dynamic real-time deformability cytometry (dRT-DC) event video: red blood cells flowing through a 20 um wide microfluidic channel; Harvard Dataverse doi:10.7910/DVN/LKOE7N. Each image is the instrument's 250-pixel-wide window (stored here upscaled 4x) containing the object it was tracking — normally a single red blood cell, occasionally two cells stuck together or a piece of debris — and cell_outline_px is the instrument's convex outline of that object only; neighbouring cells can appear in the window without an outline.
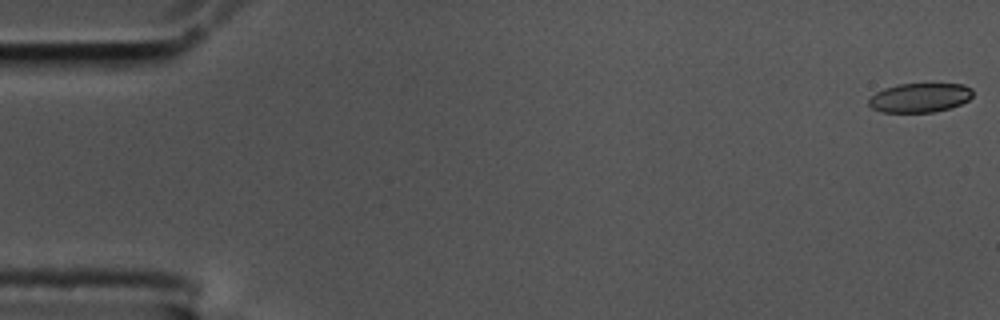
{"species": "common noctule bat (a hibernating species)", "species_latin": "Nyctalus noctula", "temperature_condition": "cold", "stored_images_in_passage": 58, "camera_frame_rate_fps": 3000, "um_per_image_px": 0.085, "animal": {"sex": "male", "body_mass_g": 17.5, "forearm_length_mm": 52.3}, "frame": {"image": 1, "passage_image": 1, "time_ms": 0.0, "image_size_px": [1000, 320], "cell_outline_px": [[972, 96], [968, 100], [960, 104], [936, 112], [880, 112], [872, 108], [868, 104], [868, 100], [876, 92], [884, 88], [900, 84], [964, 84], [972, 88]], "centroid_in_image_um": [78.18, 8.3], "position_along_channel_um": 6.8, "area_um2": 17.69}}
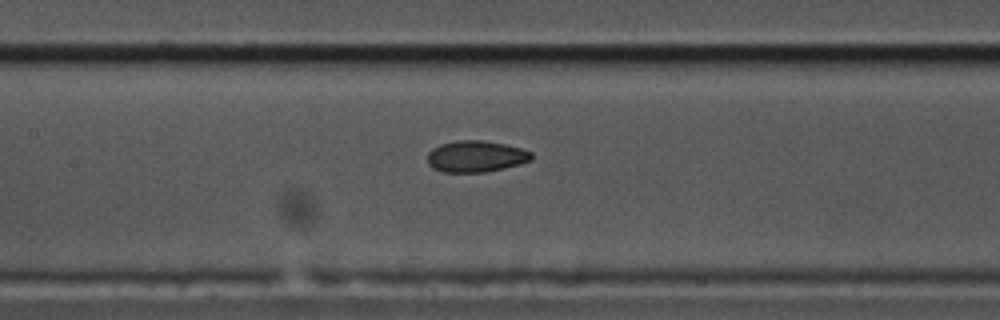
{"frame": {"image": 2, "passage_image": 27, "time_ms": 8.667, "image_size_px": [1000, 320], "cell_outline_px": [[532, 160], [520, 164], [484, 172], [440, 172], [432, 168], [428, 164], [428, 152], [432, 148], [440, 144], [456, 140], [480, 140], [504, 144], [520, 148], [532, 152]], "centroid_in_image_um": [40.42, 13.29], "position_along_channel_um": 167.0, "area_um2": 19.07}}
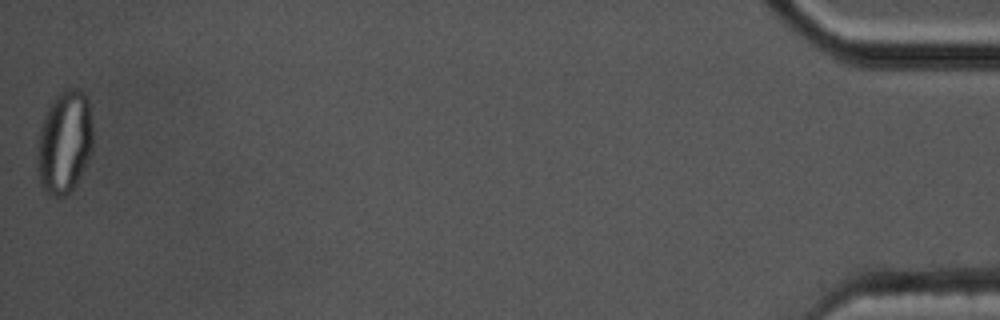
{"frame": {"image": 3, "passage_image": 58, "time_ms": 19.0, "image_size_px": [1000, 320], "cell_outline_px": [[92, 148], [76, 184], [72, 192], [64, 196], [48, 196], [44, 192], [40, 184], [36, 168], [36, 156], [40, 128], [44, 116], [52, 100], [64, 88], [76, 88], [84, 92], [88, 100], [92, 128]], "centroid_in_image_um": [5.45, 12.11], "position_along_channel_um": 429.8, "area_um2": 33.7}, "authors_computed_cell_mechanics": {"area_um2": 19.363, "velocity_mm_per_s": 3.4807, "shape_relaxation_time_tau1_ms": null, "shape_relaxation_time_tau2_ms": 2.5032, "deformation_change_tau1": null, "deformation_change_tau2": 0.0682}}